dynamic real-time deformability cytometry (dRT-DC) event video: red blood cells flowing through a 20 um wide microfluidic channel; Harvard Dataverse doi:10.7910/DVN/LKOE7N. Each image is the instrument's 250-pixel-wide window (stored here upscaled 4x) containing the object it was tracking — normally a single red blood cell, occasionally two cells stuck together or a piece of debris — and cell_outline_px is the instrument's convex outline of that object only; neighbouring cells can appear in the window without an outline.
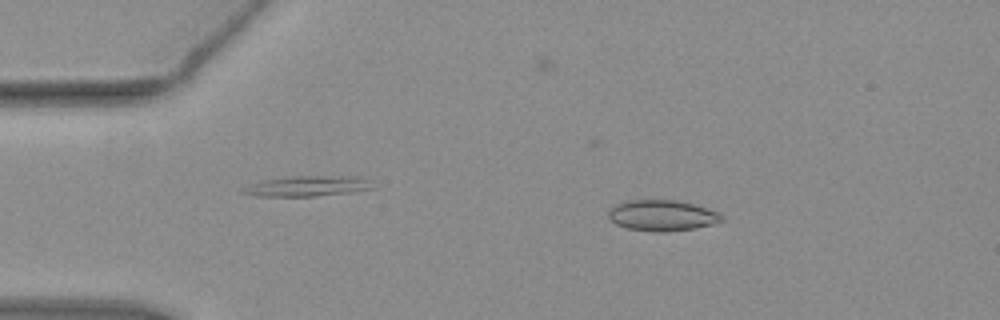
{"species": "common noctule bat (a hibernating species)", "species_latin": "Nyctalus noctula", "temperature_condition": "warm", "stored_images_in_passage": 53, "camera_frame_rate_fps": 3000, "um_per_image_px": 0.085, "animal": {"sex": "female", "body_mass_g": 19.3, "forearm_length_mm": 54.1}, "frame": {"image": 1, "passage_image": 9, "time_ms": 2.667, "image_size_px": [1000, 320], "cell_outline_px": [[724, 220], [712, 224], [692, 228], [664, 232], [652, 232], [628, 228], [616, 224], [608, 216], [608, 208], [616, 204], [628, 200], [676, 200], [696, 204], [720, 212], [724, 216]], "centroid_in_image_um": [56.29, 18.3], "position_along_channel_um": 28.7, "area_um2": 20.52}}
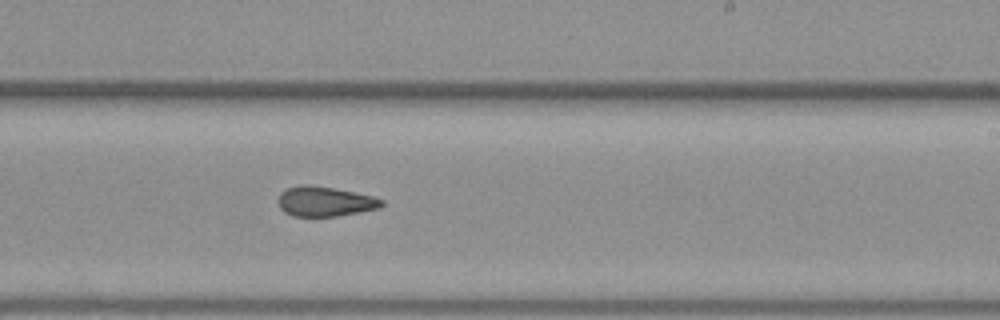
{"frame": {"image": 2, "passage_image": 32, "time_ms": 10.333, "image_size_px": [1000, 320], "cell_outline_px": [[384, 204], [380, 208], [336, 216], [292, 216], [284, 212], [280, 208], [280, 192], [288, 188], [304, 184], [308, 184], [332, 188], [372, 196], [384, 200]], "centroid_in_image_um": [27.62, 17.13], "position_along_channel_um": 261.4, "area_um2": 17.74}}
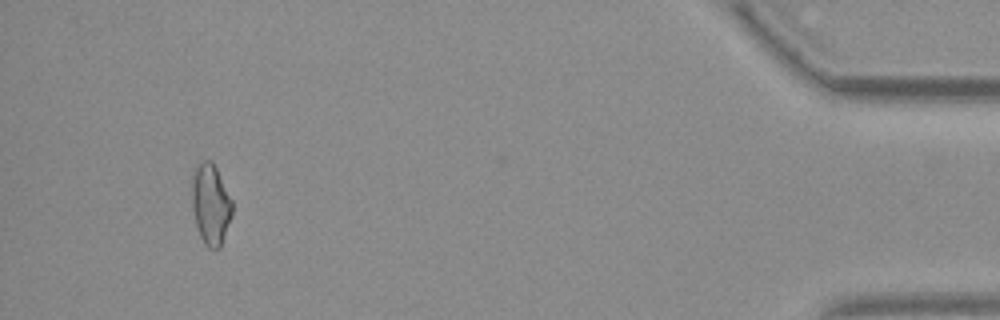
{"frame": {"image": 3, "passage_image": 50, "time_ms": 16.333, "image_size_px": [1000, 320], "cell_outline_px": [[232, 216], [220, 248], [208, 248], [204, 244], [200, 236], [196, 224], [192, 208], [192, 176], [196, 164], [200, 160], [212, 160], [232, 200]], "centroid_in_image_um": [17.9, 17.34], "position_along_channel_um": 417.3, "area_um2": 19.07}, "authors_computed_cell_mechanics": {"area_um2": 18.7272, "velocity_mm_per_s": 3.8263, "shape_relaxation_time_tau1_ms": null, "shape_relaxation_time_tau2_ms": 2.1999, "deformation_change_tau1": null, "deformation_change_tau2": 0.0766}}